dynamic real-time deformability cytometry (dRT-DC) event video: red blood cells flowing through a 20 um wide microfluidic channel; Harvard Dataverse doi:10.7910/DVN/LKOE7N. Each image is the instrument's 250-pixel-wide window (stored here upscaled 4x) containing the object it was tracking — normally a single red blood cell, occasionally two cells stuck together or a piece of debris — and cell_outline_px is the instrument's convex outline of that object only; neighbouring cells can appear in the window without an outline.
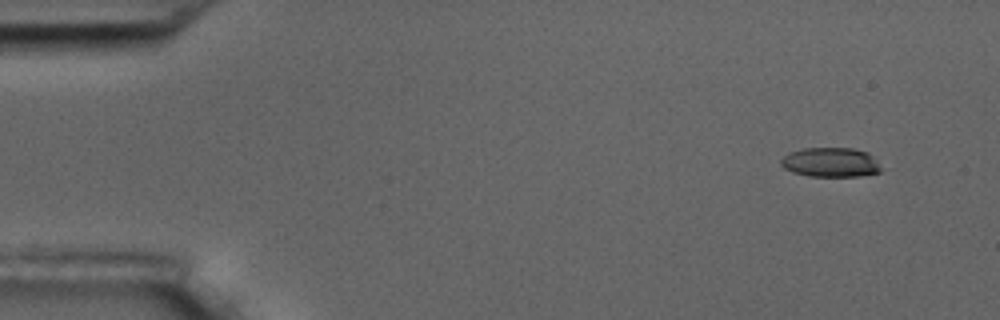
{"species": "common noctule bat (a hibernating species)", "species_latin": "Nyctalus noctula", "temperature_condition": "room temperature", "stored_images_in_passage": 5, "camera_frame_rate_fps": 3000, "um_per_image_px": 0.085, "animal": {"sex": "male", "body_mass_g": 17.5, "forearm_length_mm": 52.3}, "frame": {"image": 1, "passage_image": 1, "time_ms": 0.0, "image_size_px": [1000, 320], "cell_outline_px": [[888, 168], [880, 172], [860, 176], [808, 176], [792, 172], [784, 168], [780, 164], [780, 160], [784, 156], [792, 152], [804, 148], [852, 148], [868, 152]], "centroid_in_image_um": [70.71, 13.8], "position_along_channel_um": 14.3, "area_um2": 17.57}}
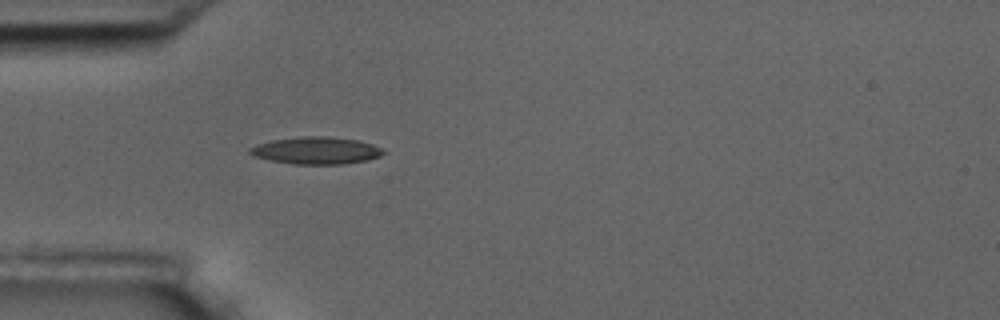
{"frame": {"image": 2, "passage_image": 5, "time_ms": 4.333, "image_size_px": [1000, 320], "cell_outline_px": [[388, 152], [380, 156], [368, 160], [340, 164], [292, 164], [252, 156], [248, 152], [248, 148], [256, 144], [272, 140], [300, 136], [328, 136], [356, 140], [372, 144]], "centroid_in_image_um": [26.85, 12.79], "position_along_channel_um": 58.1, "area_um2": 21.21}}